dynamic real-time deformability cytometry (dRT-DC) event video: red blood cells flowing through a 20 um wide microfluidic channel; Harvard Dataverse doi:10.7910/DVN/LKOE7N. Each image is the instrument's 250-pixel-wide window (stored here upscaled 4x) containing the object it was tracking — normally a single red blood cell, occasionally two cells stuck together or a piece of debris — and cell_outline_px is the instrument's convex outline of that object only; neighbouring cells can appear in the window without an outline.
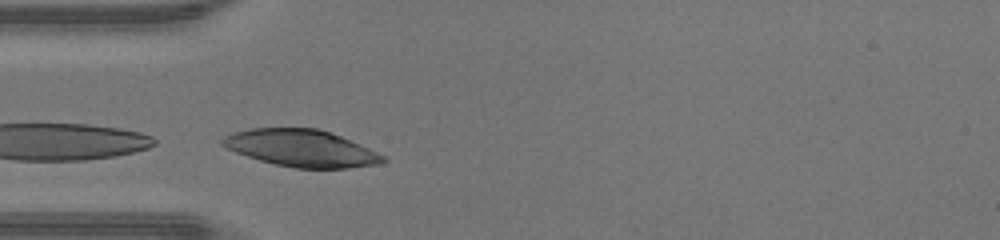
{"species": "human", "species_latin": "Homo sapiens", "temperature_condition": "warm", "stored_images_in_passage": 32, "camera_frame_rate_fps": 3000, "um_per_image_px": 0.085, "donor": {"sex": "male"}, "frame": {"image": 1, "passage_image": 5, "time_ms": 1.333, "image_size_px": [1000, 240], "cell_outline_px": [[388, 160], [376, 164], [348, 168], [296, 168], [276, 164], [260, 160], [236, 152], [220, 144], [220, 140], [224, 136], [232, 132], [252, 128], [316, 128], [340, 136], [360, 144], [384, 156]], "centroid_in_image_um": [25.58, 12.59], "position_along_channel_um": 59.4, "area_um2": 34.22}}
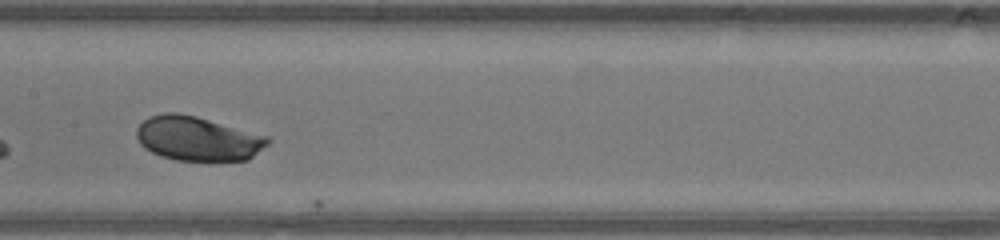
{"frame": {"image": 2, "passage_image": 14, "time_ms": 4.333, "image_size_px": [1000, 240], "cell_outline_px": [[272, 140], [268, 144], [248, 160], [176, 160], [160, 156], [144, 148], [140, 144], [136, 136], [136, 128], [144, 120], [152, 116], [164, 112], [176, 112], [196, 116], [268, 136]], "centroid_in_image_um": [16.79, 11.78], "position_along_channel_um": 190.6, "area_um2": 33.81}}
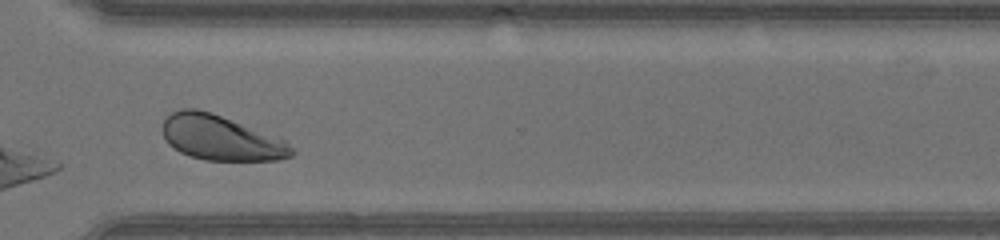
{"frame": {"image": 3, "passage_image": 25, "time_ms": 8.0, "image_size_px": [1000, 240], "cell_outline_px": [[296, 152], [292, 156], [280, 160], [204, 160], [180, 152], [168, 144], [164, 136], [164, 120], [172, 112], [180, 108], [196, 108], [212, 112], [284, 140]], "centroid_in_image_um": [18.76, 11.72], "position_along_channel_um": 351.8, "area_um2": 33.47}, "authors_computed_cell_mechanics": {"area_um2": 33.7263, "velocity_mm_per_s": 4.4176, "shape_relaxation_time_tau1_ms": 1.6736, "shape_relaxation_time_tau2_ms": null, "deformation_change_tau1": 0.1063, "deformation_change_tau2": null}}